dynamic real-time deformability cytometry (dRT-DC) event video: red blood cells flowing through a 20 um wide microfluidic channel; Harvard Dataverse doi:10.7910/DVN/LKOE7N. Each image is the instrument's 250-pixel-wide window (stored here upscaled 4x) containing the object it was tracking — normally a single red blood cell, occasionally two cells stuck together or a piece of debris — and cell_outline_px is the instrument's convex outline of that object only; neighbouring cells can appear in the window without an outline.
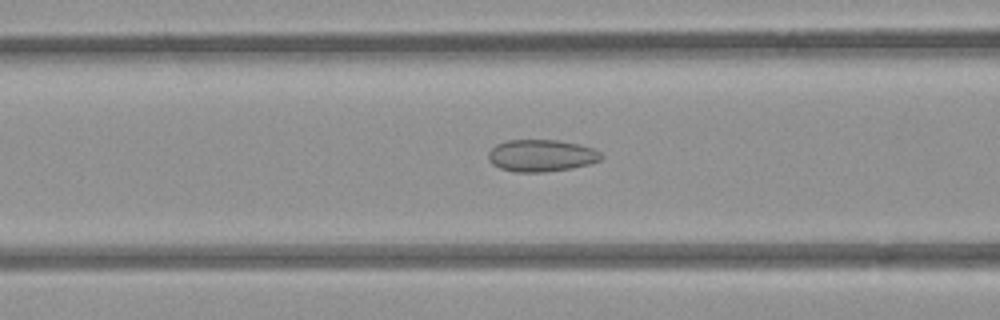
{"species": "common noctule bat (a hibernating species)", "species_latin": "Nyctalus noctula", "temperature_condition": "room temperature", "stored_images_in_passage": 48, "camera_frame_rate_fps": 3000, "um_per_image_px": 0.085, "animal": {"sex": "female", "body_mass_g": 21.9}, "frame": {"image": 1, "passage_image": 21, "time_ms": 6.667, "image_size_px": [1000, 320], "cell_outline_px": [[604, 156], [600, 160], [588, 164], [572, 168], [544, 172], [512, 172], [500, 168], [492, 164], [488, 156], [488, 152], [496, 144], [508, 140], [556, 140], [576, 144], [592, 148], [600, 152]], "centroid_in_image_um": [45.99, 13.23], "position_along_channel_um": 120.6, "area_um2": 20.98}}
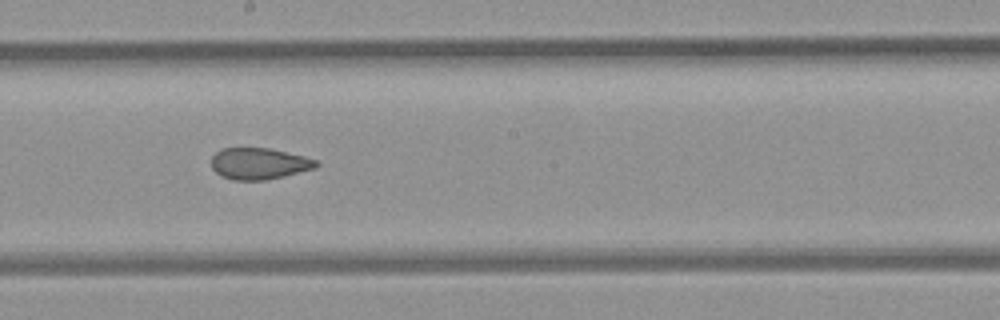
{"frame": {"image": 2, "passage_image": 29, "time_ms": 9.333, "image_size_px": [1000, 320], "cell_outline_px": [[320, 164], [316, 168], [284, 176], [264, 180], [232, 180], [220, 176], [212, 168], [212, 156], [220, 148], [268, 148], [304, 156], [316, 160]], "centroid_in_image_um": [22.01, 13.91], "position_along_channel_um": 226.2, "area_um2": 19.25}}
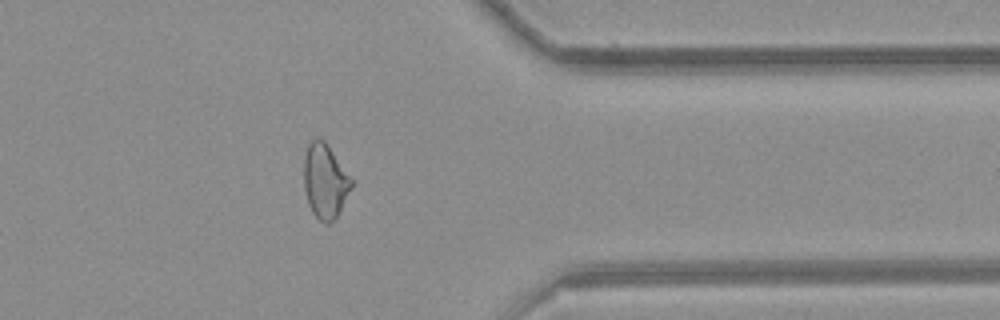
{"frame": {"image": 3, "passage_image": 42, "time_ms": 13.667, "image_size_px": [1000, 320], "cell_outline_px": [[352, 188], [336, 220], [328, 224], [324, 224], [312, 212], [308, 204], [304, 188], [304, 156], [308, 144], [312, 140], [324, 140], [328, 144], [352, 180]], "centroid_in_image_um": [27.63, 15.44], "position_along_channel_um": 383.8, "area_um2": 20.69}, "authors_computed_cell_mechanics": {"area_um2": 20.9814, "velocity_mm_per_s": 3.9571, "shape_relaxation_time_tau1_ms": null, "shape_relaxation_time_tau2_ms": 1.737, "deformation_change_tau1": null, "deformation_change_tau2": 0.0715}}